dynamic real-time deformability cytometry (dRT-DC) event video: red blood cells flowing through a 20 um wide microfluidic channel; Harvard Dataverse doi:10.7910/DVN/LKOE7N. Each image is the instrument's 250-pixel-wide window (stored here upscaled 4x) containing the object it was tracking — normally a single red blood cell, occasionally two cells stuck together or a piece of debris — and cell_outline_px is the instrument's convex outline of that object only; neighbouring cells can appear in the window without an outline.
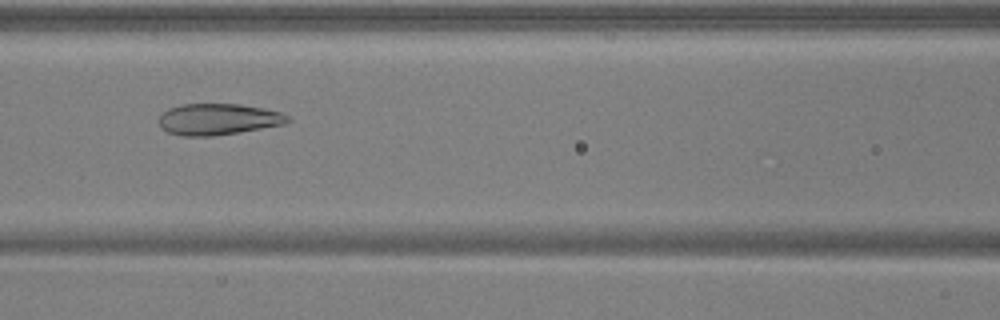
{"species": "common noctule bat (a hibernating species)", "species_latin": "Nyctalus noctula", "temperature_condition": "warm", "stored_images_in_passage": 35, "camera_frame_rate_fps": 3000, "um_per_image_px": 0.085, "animal": {"sex": "male", "body_mass_g": 17.9, "forearm_length_mm": 54.2}, "frame": {"image": 1, "passage_image": 15, "time_ms": 4.667, "image_size_px": [1000, 320], "cell_outline_px": [[292, 120], [284, 124], [212, 136], [180, 136], [168, 132], [160, 128], [160, 116], [168, 108], [184, 104], [240, 104], [264, 108], [280, 112], [292, 116]], "centroid_in_image_um": [18.56, 10.13], "position_along_channel_um": 148.0, "area_um2": 23.47}}
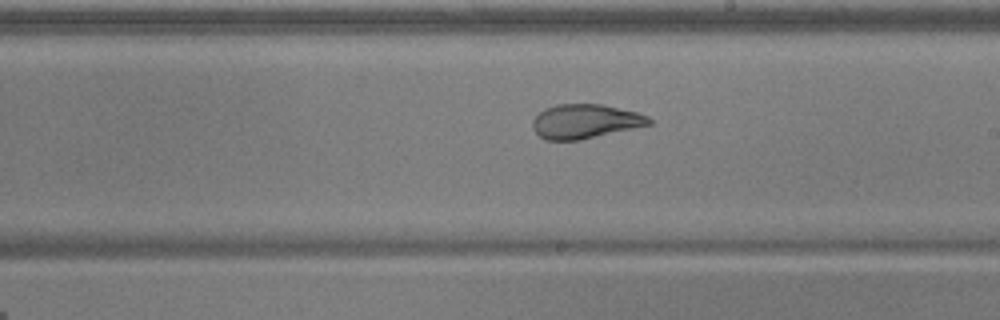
{"frame": {"image": 2, "passage_image": 22, "time_ms": 7.0, "image_size_px": [1000, 320], "cell_outline_px": [[652, 124], [580, 140], [544, 140], [532, 128], [532, 120], [544, 108], [556, 104], [604, 104], [640, 112], [648, 116], [652, 120]], "centroid_in_image_um": [49.75, 10.3], "position_along_channel_um": 239.2, "area_um2": 23.47}}
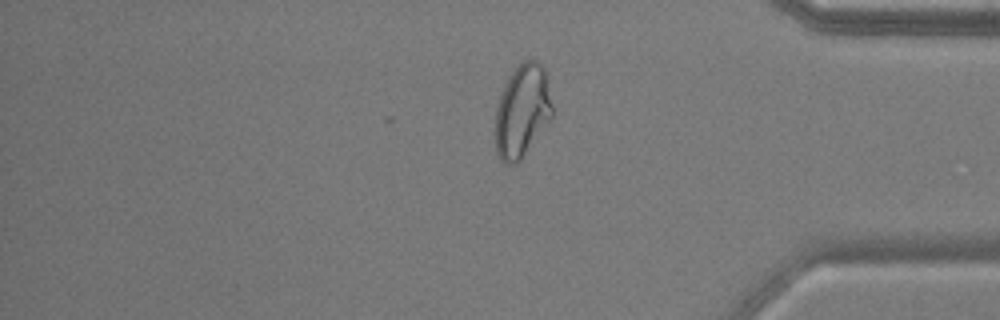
{"frame": {"image": 3, "passage_image": 35, "time_ms": 11.333, "image_size_px": [1000, 320], "cell_outline_px": [[552, 116], [520, 160], [516, 164], [504, 164], [500, 160], [496, 152], [496, 108], [504, 84], [512, 72], [524, 60], [536, 60], [544, 68], [552, 104]], "centroid_in_image_um": [44.37, 9.44], "position_along_channel_um": 390.8, "area_um2": 30.35}, "authors_computed_cell_mechanics": {"area_um2": 24.0448, "velocity_mm_per_s": 3.9161, "shape_relaxation_time_tau1_ms": null, "shape_relaxation_time_tau2_ms": 0.7, "deformation_change_tau1": null, "deformation_change_tau2": 0.0705}}